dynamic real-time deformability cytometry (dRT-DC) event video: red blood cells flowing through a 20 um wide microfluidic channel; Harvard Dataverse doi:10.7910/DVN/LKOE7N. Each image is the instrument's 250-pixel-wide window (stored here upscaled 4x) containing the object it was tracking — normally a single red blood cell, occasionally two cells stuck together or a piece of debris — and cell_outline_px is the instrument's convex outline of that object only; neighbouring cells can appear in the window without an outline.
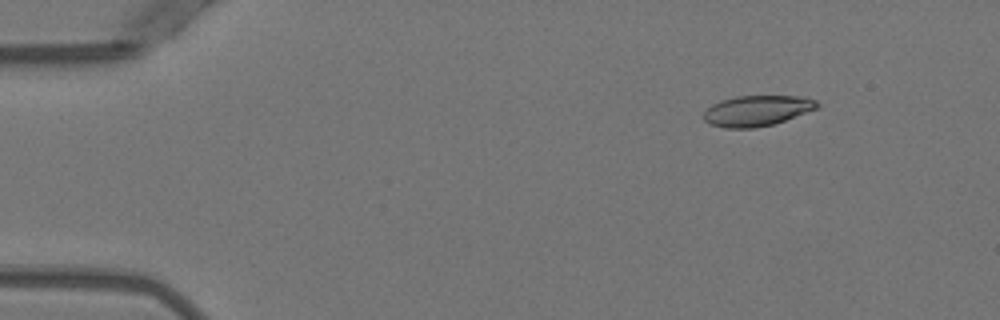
{"species": "Egyptian fruit bat (a non-hibernating species)", "species_latin": "Rousettus aegyptiacus", "temperature_condition": "warm", "stored_images_in_passage": 46, "camera_frame_rate_fps": 3000, "um_per_image_px": 0.085, "animal": {"sex": "female"}, "frame": {"image": 1, "passage_image": 1, "time_ms": 0.0, "image_size_px": [1000, 320], "cell_outline_px": [[820, 108], [772, 124], [756, 128], [724, 128], [712, 124], [704, 120], [704, 112], [712, 104], [720, 100], [736, 96], [800, 96], [816, 100], [820, 104]], "centroid_in_image_um": [64.36, 9.4], "position_along_channel_um": 20.6, "area_um2": 20.23}}
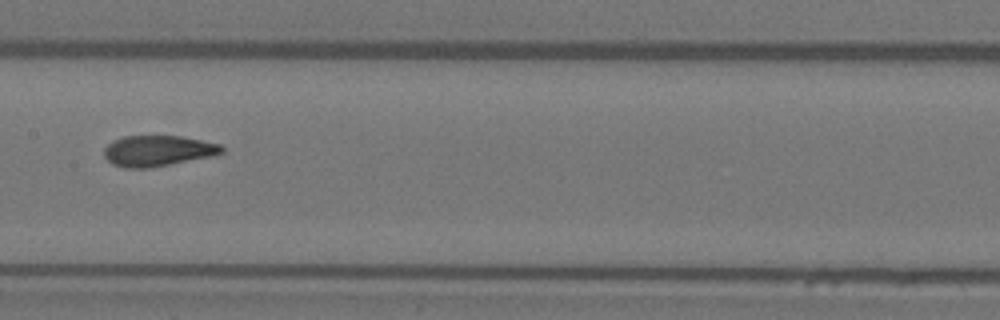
{"frame": {"image": 2, "passage_image": 21, "time_ms": 6.667, "image_size_px": [1000, 320], "cell_outline_px": [[224, 152], [212, 156], [148, 168], [124, 168], [112, 164], [104, 156], [104, 148], [112, 140], [124, 136], [180, 136], [220, 144], [224, 148]], "centroid_in_image_um": [13.39, 12.82], "position_along_channel_um": 194.0, "area_um2": 21.04}}
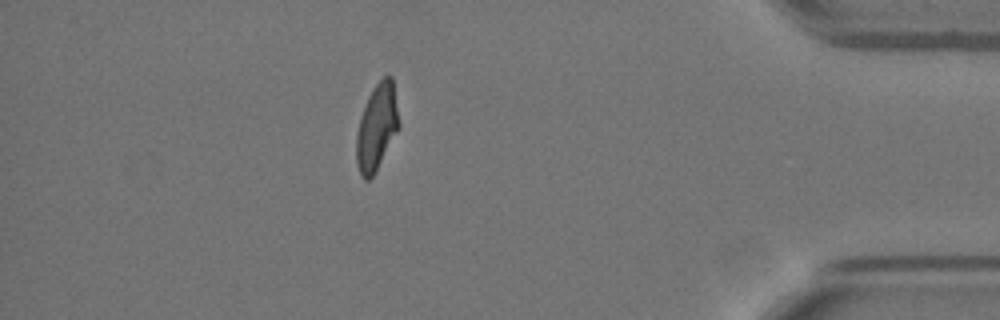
{"frame": {"image": 3, "passage_image": 40, "time_ms": 13.0, "image_size_px": [1000, 320], "cell_outline_px": [[400, 128], [372, 176], [368, 180], [364, 180], [360, 176], [356, 164], [356, 136], [360, 120], [368, 96], [372, 88], [388, 72], [392, 76], [400, 124]], "centroid_in_image_um": [32.03, 10.79], "position_along_channel_um": 403.2, "area_um2": 21.39}, "authors_computed_cell_mechanics": {"area_um2": 21.4438, "velocity_mm_per_s": 3.9602, "shape_relaxation_time_tau1_ms": 5.5336, "shape_relaxation_time_tau2_ms": 1.1038, "deformation_change_tau1": 0.2145, "deformation_change_tau2": 0.071}}